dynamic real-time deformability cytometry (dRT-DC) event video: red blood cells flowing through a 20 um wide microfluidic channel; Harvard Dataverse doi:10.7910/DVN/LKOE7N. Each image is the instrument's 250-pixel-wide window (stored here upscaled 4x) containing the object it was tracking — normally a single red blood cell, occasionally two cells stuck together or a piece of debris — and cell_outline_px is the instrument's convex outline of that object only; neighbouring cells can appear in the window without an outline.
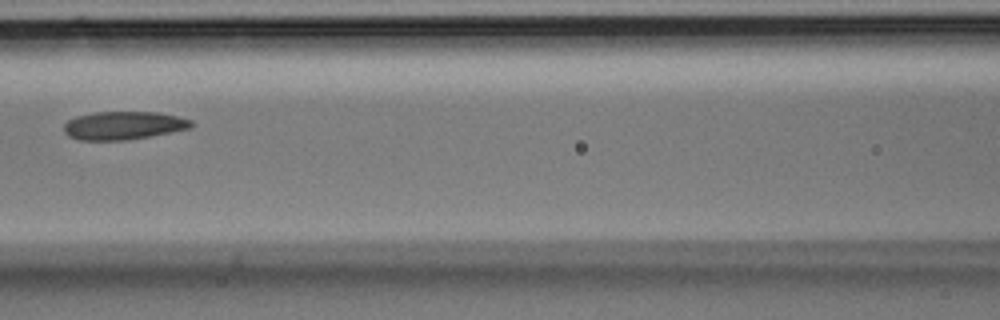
{"species": "Egyptian fruit bat (a non-hibernating species)", "species_latin": "Rousettus aegyptiacus", "temperature_condition": "room temperature", "stored_images_in_passage": 6, "camera_frame_rate_fps": 3000, "um_per_image_px": 0.085, "animal": {"sex": "male"}, "frame": {"image": 1, "passage_image": 6, "time_ms": 1.667, "image_size_px": [1000, 320], "cell_outline_px": [[196, 124], [192, 128], [172, 132], [128, 140], [80, 140], [68, 136], [64, 132], [64, 124], [68, 120], [76, 116], [96, 112], [160, 112], [192, 120]], "centroid_in_image_um": [10.53, 10.67], "position_along_channel_um": 156.1, "area_um2": 21.1}}